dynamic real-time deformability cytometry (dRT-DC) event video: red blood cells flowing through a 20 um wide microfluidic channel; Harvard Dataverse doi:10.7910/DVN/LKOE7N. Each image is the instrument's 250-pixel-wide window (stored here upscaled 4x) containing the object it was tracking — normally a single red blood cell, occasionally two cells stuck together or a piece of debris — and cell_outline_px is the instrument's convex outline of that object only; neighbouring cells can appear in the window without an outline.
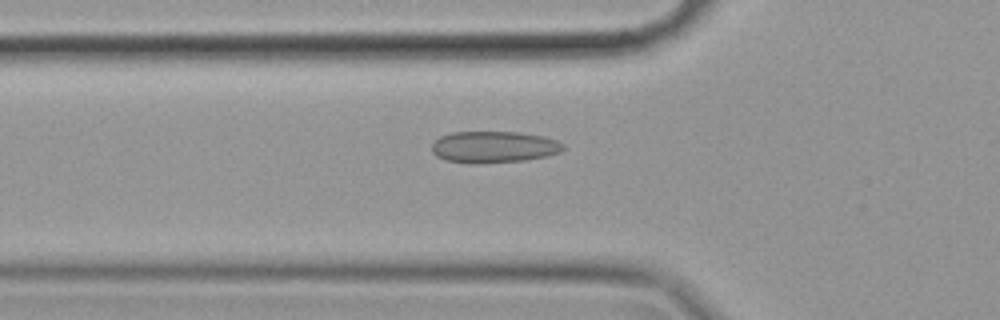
{"species": "common noctule bat (a hibernating species)", "species_latin": "Nyctalus noctula", "temperature_condition": "cold", "stored_images_in_passage": 57, "camera_frame_rate_fps": 3000, "um_per_image_px": 0.085, "animal": {"sex": "female", "body_mass_g": 19.9}, "frame": {"image": 1, "passage_image": 19, "time_ms": 6.0, "image_size_px": [1000, 320], "cell_outline_px": [[564, 148], [560, 152], [548, 156], [524, 160], [476, 164], [444, 160], [436, 156], [432, 152], [432, 140], [440, 136], [452, 132], [520, 132], [544, 136], [556, 140], [564, 144]], "centroid_in_image_um": [41.95, 12.49], "position_along_channel_um": 83.9, "area_um2": 24.45}}
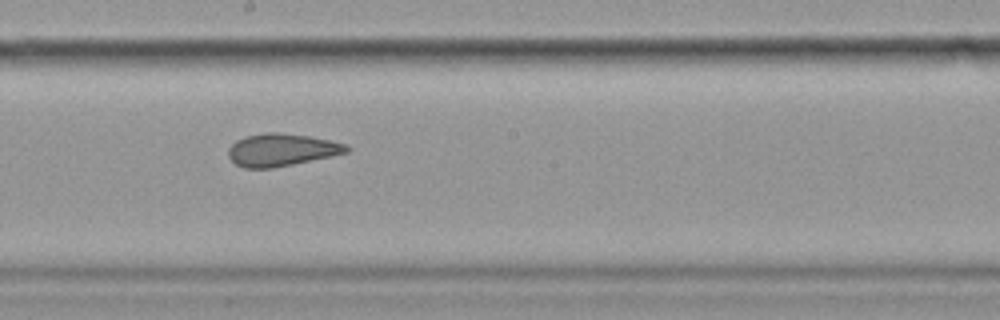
{"frame": {"image": 2, "passage_image": 31, "time_ms": 10.0, "image_size_px": [1000, 320], "cell_outline_px": [[352, 148], [348, 152], [332, 156], [272, 168], [244, 168], [236, 164], [228, 156], [228, 148], [236, 140], [244, 136], [264, 132], [280, 132], [308, 136], [328, 140], [344, 144]], "centroid_in_image_um": [23.9, 12.73], "position_along_channel_um": 224.3, "area_um2": 22.37}}
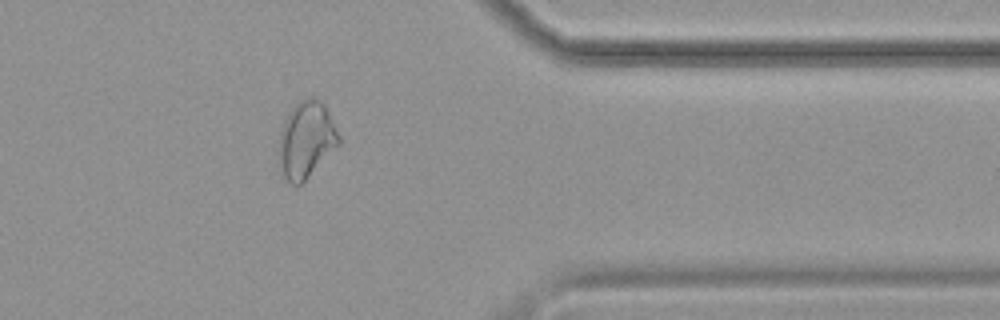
{"frame": {"image": 3, "passage_image": 46, "time_ms": 15.0, "image_size_px": [1000, 320], "cell_outline_px": [[340, 144], [300, 184], [292, 184], [280, 176], [276, 152], [280, 132], [284, 120], [288, 112], [300, 100], [308, 96], [312, 96], [320, 100], [324, 104], [340, 136]], "centroid_in_image_um": [25.97, 11.89], "position_along_channel_um": 385.4, "area_um2": 27.17}, "authors_computed_cell_mechanics": {"area_um2": 24.9118, "velocity_mm_per_s": 3.5037, "shape_relaxation_time_tau1_ms": null, "shape_relaxation_time_tau2_ms": 1.468, "deformation_change_tau1": null, "deformation_change_tau2": 0.0884}}